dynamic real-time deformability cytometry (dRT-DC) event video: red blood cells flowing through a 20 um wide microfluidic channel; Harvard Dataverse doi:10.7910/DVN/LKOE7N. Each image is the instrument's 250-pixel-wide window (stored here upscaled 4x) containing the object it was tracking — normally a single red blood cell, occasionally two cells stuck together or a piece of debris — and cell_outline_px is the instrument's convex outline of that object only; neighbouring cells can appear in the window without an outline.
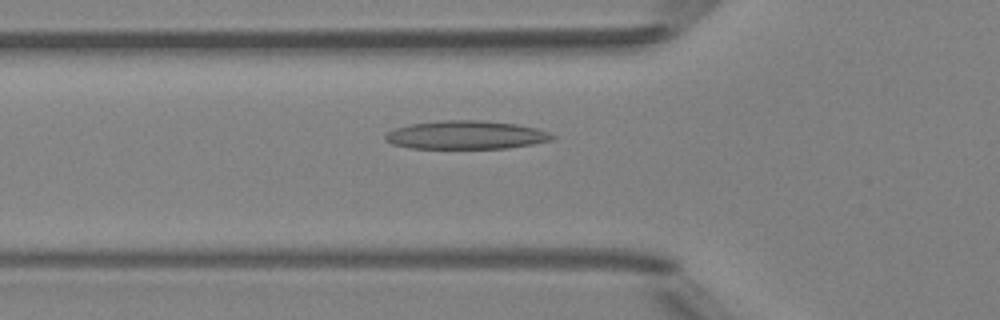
{"species": "Egyptian fruit bat (a non-hibernating species)", "species_latin": "Rousettus aegyptiacus", "temperature_condition": "room temperature", "stored_images_in_passage": 4, "segment_of_instrument_passage": [2, 2], "camera_frame_rate_fps": 3000, "um_per_image_px": 0.085, "animal": {"sex": "female"}, "frame": {"image": 1, "passage_image": 4, "time_ms": 3.667, "image_size_px": [1000, 320], "cell_outline_px": [[556, 136], [552, 140], [532, 144], [508, 148], [412, 148], [392, 144], [384, 140], [384, 136], [388, 132], [396, 128], [412, 124], [440, 120], [480, 120], [516, 124], [536, 128], [548, 132]], "centroid_in_image_um": [39.62, 11.47], "position_along_channel_um": 86.2, "area_um2": 27.51}}